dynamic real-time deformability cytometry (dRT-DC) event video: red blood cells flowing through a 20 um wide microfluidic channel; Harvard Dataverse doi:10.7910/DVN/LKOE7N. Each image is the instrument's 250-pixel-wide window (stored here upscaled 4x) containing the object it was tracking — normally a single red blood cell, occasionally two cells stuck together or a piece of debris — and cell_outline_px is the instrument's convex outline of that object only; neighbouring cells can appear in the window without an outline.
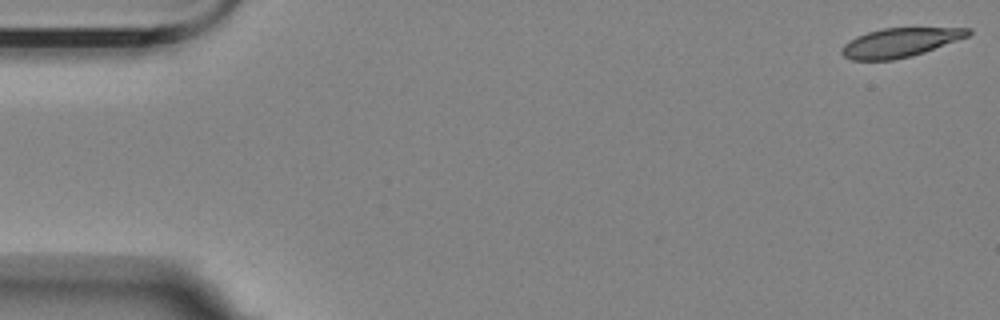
{"species": "Egyptian fruit bat (a non-hibernating species)", "species_latin": "Rousettus aegyptiacus", "temperature_condition": "room temperature", "stored_images_in_passage": 13, "camera_frame_rate_fps": 3000, "um_per_image_px": 0.085, "animal": {"sex": "female"}, "frame": {"image": 1, "passage_image": 1, "time_ms": 0.0, "image_size_px": [1000, 320], "cell_outline_px": [[972, 32], [968, 36], [924, 52], [912, 56], [892, 60], [852, 60], [844, 56], [840, 52], [840, 48], [844, 44], [856, 36], [868, 32], [884, 28], [972, 28]], "centroid_in_image_um": [76.47, 3.62], "position_along_channel_um": 8.5, "area_um2": 21.27}}